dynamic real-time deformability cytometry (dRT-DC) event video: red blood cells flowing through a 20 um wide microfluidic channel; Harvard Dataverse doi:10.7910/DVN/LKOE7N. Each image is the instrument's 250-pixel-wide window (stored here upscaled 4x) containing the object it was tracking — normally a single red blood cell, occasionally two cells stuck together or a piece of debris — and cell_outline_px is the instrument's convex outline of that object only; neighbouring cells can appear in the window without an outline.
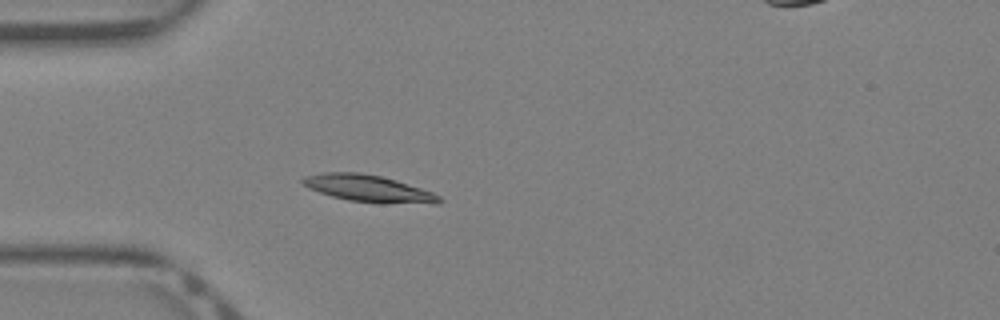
{"species": "Egyptian fruit bat (a non-hibernating species)", "species_latin": "Rousettus aegyptiacus", "temperature_condition": "warm", "stored_images_in_passage": 31, "camera_frame_rate_fps": 3000, "um_per_image_px": 0.085, "animal": {"sex": "female"}, "frame": {"image": 1, "passage_image": 2, "time_ms": 0.333, "image_size_px": [1000, 320], "cell_outline_px": [[444, 200], [440, 204], [380, 204], [348, 200], [332, 196], [308, 188], [300, 180], [304, 176], [320, 172], [360, 172], [380, 176], [396, 180], [432, 192], [440, 196]], "centroid_in_image_um": [31.36, 16.04], "position_along_channel_um": 53.6, "area_um2": 21.79}}
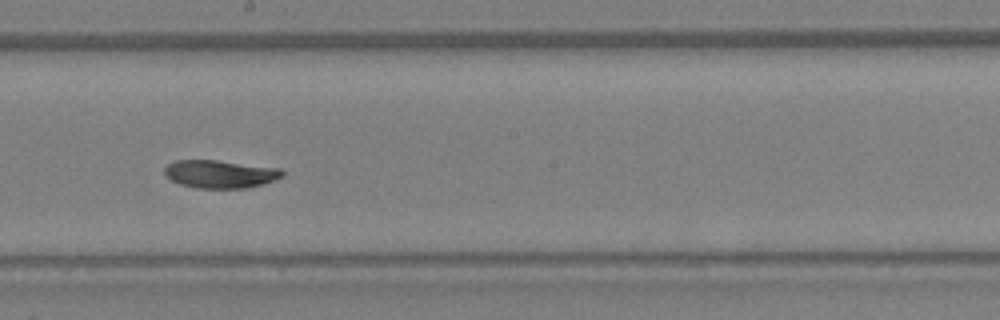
{"frame": {"image": 2, "passage_image": 13, "time_ms": 4.0, "image_size_px": [1000, 320], "cell_outline_px": [[284, 176], [260, 184], [244, 188], [196, 188], [180, 184], [172, 180], [164, 172], [164, 168], [168, 164], [176, 160], [216, 160], [280, 168], [284, 172]], "centroid_in_image_um": [18.7, 14.78], "position_along_channel_um": 229.5, "area_um2": 18.96}}
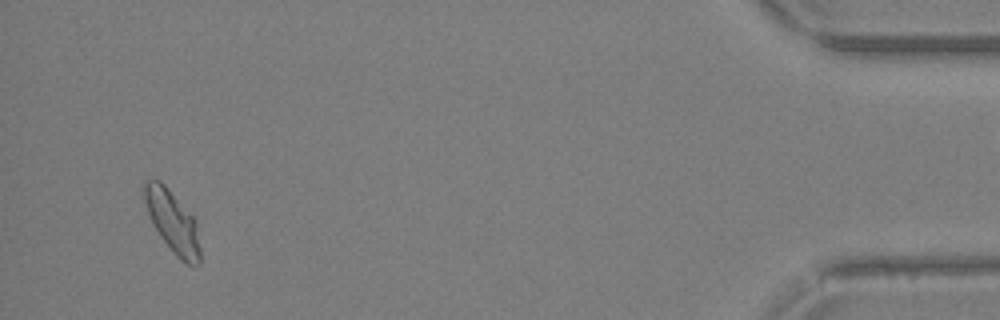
{"frame": {"image": 3, "passage_image": 29, "time_ms": 9.333, "image_size_px": [1000, 320], "cell_outline_px": [[200, 264], [188, 264], [176, 256], [160, 236], [148, 212], [140, 188], [144, 180], [160, 180], [168, 188], [196, 220], [200, 248]], "centroid_in_image_um": [14.64, 18.8], "position_along_channel_um": 420.6, "area_um2": 20.06}}